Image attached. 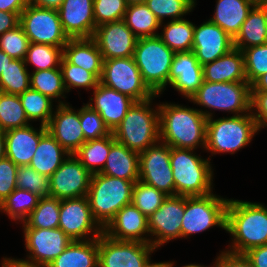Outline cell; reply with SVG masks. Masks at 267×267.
<instances>
[{"mask_svg": "<svg viewBox=\"0 0 267 267\" xmlns=\"http://www.w3.org/2000/svg\"><path fill=\"white\" fill-rule=\"evenodd\" d=\"M251 92H267V73L260 76L251 85Z\"/></svg>", "mask_w": 267, "mask_h": 267, "instance_id": "cell-59", "label": "cell"}, {"mask_svg": "<svg viewBox=\"0 0 267 267\" xmlns=\"http://www.w3.org/2000/svg\"><path fill=\"white\" fill-rule=\"evenodd\" d=\"M229 198L214 192L205 196L185 197V211L181 224V239L220 227L226 230V209Z\"/></svg>", "mask_w": 267, "mask_h": 267, "instance_id": "cell-9", "label": "cell"}, {"mask_svg": "<svg viewBox=\"0 0 267 267\" xmlns=\"http://www.w3.org/2000/svg\"><path fill=\"white\" fill-rule=\"evenodd\" d=\"M175 52L158 37L138 38L133 59L142 79L155 94L161 95L168 86V77Z\"/></svg>", "mask_w": 267, "mask_h": 267, "instance_id": "cell-8", "label": "cell"}, {"mask_svg": "<svg viewBox=\"0 0 267 267\" xmlns=\"http://www.w3.org/2000/svg\"><path fill=\"white\" fill-rule=\"evenodd\" d=\"M115 142L116 140L113 133L100 139L88 140L74 153V155L92 175L101 173L111 146Z\"/></svg>", "mask_w": 267, "mask_h": 267, "instance_id": "cell-34", "label": "cell"}, {"mask_svg": "<svg viewBox=\"0 0 267 267\" xmlns=\"http://www.w3.org/2000/svg\"><path fill=\"white\" fill-rule=\"evenodd\" d=\"M100 83L131 97L136 102L155 96L144 83L133 57L103 60Z\"/></svg>", "mask_w": 267, "mask_h": 267, "instance_id": "cell-10", "label": "cell"}, {"mask_svg": "<svg viewBox=\"0 0 267 267\" xmlns=\"http://www.w3.org/2000/svg\"><path fill=\"white\" fill-rule=\"evenodd\" d=\"M18 167L7 157L0 160V203L17 188Z\"/></svg>", "mask_w": 267, "mask_h": 267, "instance_id": "cell-51", "label": "cell"}, {"mask_svg": "<svg viewBox=\"0 0 267 267\" xmlns=\"http://www.w3.org/2000/svg\"><path fill=\"white\" fill-rule=\"evenodd\" d=\"M251 113L259 131L267 128V92H251Z\"/></svg>", "mask_w": 267, "mask_h": 267, "instance_id": "cell-52", "label": "cell"}, {"mask_svg": "<svg viewBox=\"0 0 267 267\" xmlns=\"http://www.w3.org/2000/svg\"><path fill=\"white\" fill-rule=\"evenodd\" d=\"M230 234L226 251L244 254L267 244V206L230 198L226 209V230Z\"/></svg>", "mask_w": 267, "mask_h": 267, "instance_id": "cell-2", "label": "cell"}, {"mask_svg": "<svg viewBox=\"0 0 267 267\" xmlns=\"http://www.w3.org/2000/svg\"><path fill=\"white\" fill-rule=\"evenodd\" d=\"M60 69L67 93L76 88H83L86 91L93 90L100 82L92 72L69 63L64 57H62Z\"/></svg>", "mask_w": 267, "mask_h": 267, "instance_id": "cell-44", "label": "cell"}, {"mask_svg": "<svg viewBox=\"0 0 267 267\" xmlns=\"http://www.w3.org/2000/svg\"><path fill=\"white\" fill-rule=\"evenodd\" d=\"M259 132L252 113L223 116L207 119L205 153L234 155L252 143L253 137Z\"/></svg>", "mask_w": 267, "mask_h": 267, "instance_id": "cell-5", "label": "cell"}, {"mask_svg": "<svg viewBox=\"0 0 267 267\" xmlns=\"http://www.w3.org/2000/svg\"><path fill=\"white\" fill-rule=\"evenodd\" d=\"M40 198L30 191L16 188L0 203V213H5L11 221L21 224L38 205Z\"/></svg>", "mask_w": 267, "mask_h": 267, "instance_id": "cell-37", "label": "cell"}, {"mask_svg": "<svg viewBox=\"0 0 267 267\" xmlns=\"http://www.w3.org/2000/svg\"><path fill=\"white\" fill-rule=\"evenodd\" d=\"M207 118L197 109L159 102V139L170 147L205 151Z\"/></svg>", "mask_w": 267, "mask_h": 267, "instance_id": "cell-1", "label": "cell"}, {"mask_svg": "<svg viewBox=\"0 0 267 267\" xmlns=\"http://www.w3.org/2000/svg\"><path fill=\"white\" fill-rule=\"evenodd\" d=\"M92 174L70 154L49 177L50 197L59 200L87 196Z\"/></svg>", "mask_w": 267, "mask_h": 267, "instance_id": "cell-17", "label": "cell"}, {"mask_svg": "<svg viewBox=\"0 0 267 267\" xmlns=\"http://www.w3.org/2000/svg\"><path fill=\"white\" fill-rule=\"evenodd\" d=\"M12 60H13L12 57H10L8 54H6L4 51L0 49V75L2 71H4L5 68L7 67L8 63Z\"/></svg>", "mask_w": 267, "mask_h": 267, "instance_id": "cell-60", "label": "cell"}, {"mask_svg": "<svg viewBox=\"0 0 267 267\" xmlns=\"http://www.w3.org/2000/svg\"><path fill=\"white\" fill-rule=\"evenodd\" d=\"M47 267H98V238L72 241Z\"/></svg>", "mask_w": 267, "mask_h": 267, "instance_id": "cell-32", "label": "cell"}, {"mask_svg": "<svg viewBox=\"0 0 267 267\" xmlns=\"http://www.w3.org/2000/svg\"><path fill=\"white\" fill-rule=\"evenodd\" d=\"M185 211V196H167L161 206L149 217L150 244L161 249L166 243L181 238V224Z\"/></svg>", "mask_w": 267, "mask_h": 267, "instance_id": "cell-15", "label": "cell"}, {"mask_svg": "<svg viewBox=\"0 0 267 267\" xmlns=\"http://www.w3.org/2000/svg\"><path fill=\"white\" fill-rule=\"evenodd\" d=\"M204 81L247 82L244 56L240 49L233 48L227 54L202 66Z\"/></svg>", "mask_w": 267, "mask_h": 267, "instance_id": "cell-26", "label": "cell"}, {"mask_svg": "<svg viewBox=\"0 0 267 267\" xmlns=\"http://www.w3.org/2000/svg\"><path fill=\"white\" fill-rule=\"evenodd\" d=\"M69 155L47 131L41 137L29 166L38 173L50 177Z\"/></svg>", "mask_w": 267, "mask_h": 267, "instance_id": "cell-31", "label": "cell"}, {"mask_svg": "<svg viewBox=\"0 0 267 267\" xmlns=\"http://www.w3.org/2000/svg\"><path fill=\"white\" fill-rule=\"evenodd\" d=\"M170 164L175 195L193 197L213 192L215 168L209 158H203L193 149L171 147Z\"/></svg>", "mask_w": 267, "mask_h": 267, "instance_id": "cell-4", "label": "cell"}, {"mask_svg": "<svg viewBox=\"0 0 267 267\" xmlns=\"http://www.w3.org/2000/svg\"><path fill=\"white\" fill-rule=\"evenodd\" d=\"M213 261L212 267H254L244 254L222 250Z\"/></svg>", "mask_w": 267, "mask_h": 267, "instance_id": "cell-53", "label": "cell"}, {"mask_svg": "<svg viewBox=\"0 0 267 267\" xmlns=\"http://www.w3.org/2000/svg\"><path fill=\"white\" fill-rule=\"evenodd\" d=\"M17 188L47 197L50 193L49 177L35 171L32 167L19 166L16 176Z\"/></svg>", "mask_w": 267, "mask_h": 267, "instance_id": "cell-47", "label": "cell"}, {"mask_svg": "<svg viewBox=\"0 0 267 267\" xmlns=\"http://www.w3.org/2000/svg\"><path fill=\"white\" fill-rule=\"evenodd\" d=\"M258 0H217L210 21L218 25L233 39Z\"/></svg>", "mask_w": 267, "mask_h": 267, "instance_id": "cell-27", "label": "cell"}, {"mask_svg": "<svg viewBox=\"0 0 267 267\" xmlns=\"http://www.w3.org/2000/svg\"><path fill=\"white\" fill-rule=\"evenodd\" d=\"M92 39L103 60L133 57L138 40L123 19L96 27Z\"/></svg>", "mask_w": 267, "mask_h": 267, "instance_id": "cell-18", "label": "cell"}, {"mask_svg": "<svg viewBox=\"0 0 267 267\" xmlns=\"http://www.w3.org/2000/svg\"><path fill=\"white\" fill-rule=\"evenodd\" d=\"M92 92L93 96L86 104L100 114L105 125L113 132L136 101L100 82Z\"/></svg>", "mask_w": 267, "mask_h": 267, "instance_id": "cell-22", "label": "cell"}, {"mask_svg": "<svg viewBox=\"0 0 267 267\" xmlns=\"http://www.w3.org/2000/svg\"><path fill=\"white\" fill-rule=\"evenodd\" d=\"M27 126L5 131L6 157L17 166H28L37 150L41 137L48 131L46 126Z\"/></svg>", "mask_w": 267, "mask_h": 267, "instance_id": "cell-25", "label": "cell"}, {"mask_svg": "<svg viewBox=\"0 0 267 267\" xmlns=\"http://www.w3.org/2000/svg\"><path fill=\"white\" fill-rule=\"evenodd\" d=\"M30 43L64 47L69 38L64 33L57 9L28 4L20 13V22Z\"/></svg>", "mask_w": 267, "mask_h": 267, "instance_id": "cell-11", "label": "cell"}, {"mask_svg": "<svg viewBox=\"0 0 267 267\" xmlns=\"http://www.w3.org/2000/svg\"><path fill=\"white\" fill-rule=\"evenodd\" d=\"M25 250L23 260L47 267L73 241L62 229L22 228Z\"/></svg>", "mask_w": 267, "mask_h": 267, "instance_id": "cell-16", "label": "cell"}, {"mask_svg": "<svg viewBox=\"0 0 267 267\" xmlns=\"http://www.w3.org/2000/svg\"><path fill=\"white\" fill-rule=\"evenodd\" d=\"M203 81L202 65L197 61L194 52H175L168 85L188 100Z\"/></svg>", "mask_w": 267, "mask_h": 267, "instance_id": "cell-24", "label": "cell"}, {"mask_svg": "<svg viewBox=\"0 0 267 267\" xmlns=\"http://www.w3.org/2000/svg\"><path fill=\"white\" fill-rule=\"evenodd\" d=\"M94 0H64L57 9L64 33L69 39L92 38L96 29Z\"/></svg>", "mask_w": 267, "mask_h": 267, "instance_id": "cell-23", "label": "cell"}, {"mask_svg": "<svg viewBox=\"0 0 267 267\" xmlns=\"http://www.w3.org/2000/svg\"><path fill=\"white\" fill-rule=\"evenodd\" d=\"M79 118L86 141L100 139L112 133L100 114L85 103L79 108Z\"/></svg>", "mask_w": 267, "mask_h": 267, "instance_id": "cell-48", "label": "cell"}, {"mask_svg": "<svg viewBox=\"0 0 267 267\" xmlns=\"http://www.w3.org/2000/svg\"><path fill=\"white\" fill-rule=\"evenodd\" d=\"M166 197L163 192L138 180L133 187L132 204L149 217L161 206Z\"/></svg>", "mask_w": 267, "mask_h": 267, "instance_id": "cell-45", "label": "cell"}, {"mask_svg": "<svg viewBox=\"0 0 267 267\" xmlns=\"http://www.w3.org/2000/svg\"><path fill=\"white\" fill-rule=\"evenodd\" d=\"M145 4L162 23L165 18L169 21L184 19L190 15L197 5L196 0H147Z\"/></svg>", "mask_w": 267, "mask_h": 267, "instance_id": "cell-43", "label": "cell"}, {"mask_svg": "<svg viewBox=\"0 0 267 267\" xmlns=\"http://www.w3.org/2000/svg\"><path fill=\"white\" fill-rule=\"evenodd\" d=\"M247 82L252 85L267 73V43L242 50Z\"/></svg>", "mask_w": 267, "mask_h": 267, "instance_id": "cell-46", "label": "cell"}, {"mask_svg": "<svg viewBox=\"0 0 267 267\" xmlns=\"http://www.w3.org/2000/svg\"><path fill=\"white\" fill-rule=\"evenodd\" d=\"M175 261H168V267H175ZM212 264H210V266H206V265H202V264H197V263H190V264H185L181 267H211Z\"/></svg>", "mask_w": 267, "mask_h": 267, "instance_id": "cell-62", "label": "cell"}, {"mask_svg": "<svg viewBox=\"0 0 267 267\" xmlns=\"http://www.w3.org/2000/svg\"><path fill=\"white\" fill-rule=\"evenodd\" d=\"M244 255L254 267H267V244L252 248Z\"/></svg>", "mask_w": 267, "mask_h": 267, "instance_id": "cell-54", "label": "cell"}, {"mask_svg": "<svg viewBox=\"0 0 267 267\" xmlns=\"http://www.w3.org/2000/svg\"><path fill=\"white\" fill-rule=\"evenodd\" d=\"M30 88L49 97L56 104L69 103L60 67L30 72ZM64 99V100H63Z\"/></svg>", "mask_w": 267, "mask_h": 267, "instance_id": "cell-36", "label": "cell"}, {"mask_svg": "<svg viewBox=\"0 0 267 267\" xmlns=\"http://www.w3.org/2000/svg\"><path fill=\"white\" fill-rule=\"evenodd\" d=\"M234 48V39L209 19L197 26L193 34L192 51L203 66L227 54Z\"/></svg>", "mask_w": 267, "mask_h": 267, "instance_id": "cell-19", "label": "cell"}, {"mask_svg": "<svg viewBox=\"0 0 267 267\" xmlns=\"http://www.w3.org/2000/svg\"><path fill=\"white\" fill-rule=\"evenodd\" d=\"M60 200L42 197L28 218L21 223L22 228L54 229L59 227Z\"/></svg>", "mask_w": 267, "mask_h": 267, "instance_id": "cell-39", "label": "cell"}, {"mask_svg": "<svg viewBox=\"0 0 267 267\" xmlns=\"http://www.w3.org/2000/svg\"><path fill=\"white\" fill-rule=\"evenodd\" d=\"M267 43V1H259L249 12L240 32L234 38V48L241 51Z\"/></svg>", "mask_w": 267, "mask_h": 267, "instance_id": "cell-29", "label": "cell"}, {"mask_svg": "<svg viewBox=\"0 0 267 267\" xmlns=\"http://www.w3.org/2000/svg\"><path fill=\"white\" fill-rule=\"evenodd\" d=\"M159 97L155 95L146 101L135 102L112 132L118 143L141 153L160 140L159 103H153Z\"/></svg>", "mask_w": 267, "mask_h": 267, "instance_id": "cell-3", "label": "cell"}, {"mask_svg": "<svg viewBox=\"0 0 267 267\" xmlns=\"http://www.w3.org/2000/svg\"><path fill=\"white\" fill-rule=\"evenodd\" d=\"M63 57L69 63L80 66L101 79L103 58L92 38L69 39L63 47Z\"/></svg>", "mask_w": 267, "mask_h": 267, "instance_id": "cell-28", "label": "cell"}, {"mask_svg": "<svg viewBox=\"0 0 267 267\" xmlns=\"http://www.w3.org/2000/svg\"><path fill=\"white\" fill-rule=\"evenodd\" d=\"M25 114L30 122L39 121L47 126L54 112V101L42 93L29 88L19 95Z\"/></svg>", "mask_w": 267, "mask_h": 267, "instance_id": "cell-38", "label": "cell"}, {"mask_svg": "<svg viewBox=\"0 0 267 267\" xmlns=\"http://www.w3.org/2000/svg\"><path fill=\"white\" fill-rule=\"evenodd\" d=\"M29 45L30 40L20 24L0 36V49L13 59L24 60Z\"/></svg>", "mask_w": 267, "mask_h": 267, "instance_id": "cell-49", "label": "cell"}, {"mask_svg": "<svg viewBox=\"0 0 267 267\" xmlns=\"http://www.w3.org/2000/svg\"><path fill=\"white\" fill-rule=\"evenodd\" d=\"M59 228L73 241L96 239L103 233L87 196L60 200Z\"/></svg>", "mask_w": 267, "mask_h": 267, "instance_id": "cell-14", "label": "cell"}, {"mask_svg": "<svg viewBox=\"0 0 267 267\" xmlns=\"http://www.w3.org/2000/svg\"><path fill=\"white\" fill-rule=\"evenodd\" d=\"M6 157L5 132L0 130V160Z\"/></svg>", "mask_w": 267, "mask_h": 267, "instance_id": "cell-61", "label": "cell"}, {"mask_svg": "<svg viewBox=\"0 0 267 267\" xmlns=\"http://www.w3.org/2000/svg\"><path fill=\"white\" fill-rule=\"evenodd\" d=\"M123 20L137 38L158 36L161 22L145 3L127 5Z\"/></svg>", "mask_w": 267, "mask_h": 267, "instance_id": "cell-35", "label": "cell"}, {"mask_svg": "<svg viewBox=\"0 0 267 267\" xmlns=\"http://www.w3.org/2000/svg\"><path fill=\"white\" fill-rule=\"evenodd\" d=\"M62 57L63 47L30 43L24 62L27 68L33 65L35 72L60 67Z\"/></svg>", "mask_w": 267, "mask_h": 267, "instance_id": "cell-42", "label": "cell"}, {"mask_svg": "<svg viewBox=\"0 0 267 267\" xmlns=\"http://www.w3.org/2000/svg\"><path fill=\"white\" fill-rule=\"evenodd\" d=\"M195 23L188 19L165 21L160 24L158 37L174 52H189L193 47Z\"/></svg>", "mask_w": 267, "mask_h": 267, "instance_id": "cell-33", "label": "cell"}, {"mask_svg": "<svg viewBox=\"0 0 267 267\" xmlns=\"http://www.w3.org/2000/svg\"><path fill=\"white\" fill-rule=\"evenodd\" d=\"M146 267H168V261L154 262L151 260Z\"/></svg>", "mask_w": 267, "mask_h": 267, "instance_id": "cell-63", "label": "cell"}, {"mask_svg": "<svg viewBox=\"0 0 267 267\" xmlns=\"http://www.w3.org/2000/svg\"><path fill=\"white\" fill-rule=\"evenodd\" d=\"M103 233L118 241L150 243L147 217L133 204L123 206L103 229Z\"/></svg>", "mask_w": 267, "mask_h": 267, "instance_id": "cell-21", "label": "cell"}, {"mask_svg": "<svg viewBox=\"0 0 267 267\" xmlns=\"http://www.w3.org/2000/svg\"><path fill=\"white\" fill-rule=\"evenodd\" d=\"M127 8L125 0H94L93 14L96 27L124 18Z\"/></svg>", "mask_w": 267, "mask_h": 267, "instance_id": "cell-50", "label": "cell"}, {"mask_svg": "<svg viewBox=\"0 0 267 267\" xmlns=\"http://www.w3.org/2000/svg\"><path fill=\"white\" fill-rule=\"evenodd\" d=\"M127 5L145 3L147 0H125Z\"/></svg>", "mask_w": 267, "mask_h": 267, "instance_id": "cell-64", "label": "cell"}, {"mask_svg": "<svg viewBox=\"0 0 267 267\" xmlns=\"http://www.w3.org/2000/svg\"><path fill=\"white\" fill-rule=\"evenodd\" d=\"M157 250L150 243L98 237V267H146Z\"/></svg>", "mask_w": 267, "mask_h": 267, "instance_id": "cell-12", "label": "cell"}, {"mask_svg": "<svg viewBox=\"0 0 267 267\" xmlns=\"http://www.w3.org/2000/svg\"><path fill=\"white\" fill-rule=\"evenodd\" d=\"M0 267H40L34 263L27 262L22 258H13L4 256Z\"/></svg>", "mask_w": 267, "mask_h": 267, "instance_id": "cell-57", "label": "cell"}, {"mask_svg": "<svg viewBox=\"0 0 267 267\" xmlns=\"http://www.w3.org/2000/svg\"><path fill=\"white\" fill-rule=\"evenodd\" d=\"M134 184L101 173L91 176L87 198L94 219L103 229L123 206L132 204Z\"/></svg>", "mask_w": 267, "mask_h": 267, "instance_id": "cell-7", "label": "cell"}, {"mask_svg": "<svg viewBox=\"0 0 267 267\" xmlns=\"http://www.w3.org/2000/svg\"><path fill=\"white\" fill-rule=\"evenodd\" d=\"M101 174L136 182L139 180V153L117 141L111 146Z\"/></svg>", "mask_w": 267, "mask_h": 267, "instance_id": "cell-30", "label": "cell"}, {"mask_svg": "<svg viewBox=\"0 0 267 267\" xmlns=\"http://www.w3.org/2000/svg\"><path fill=\"white\" fill-rule=\"evenodd\" d=\"M30 88V71L24 60L13 59L0 75V92L20 95Z\"/></svg>", "mask_w": 267, "mask_h": 267, "instance_id": "cell-40", "label": "cell"}, {"mask_svg": "<svg viewBox=\"0 0 267 267\" xmlns=\"http://www.w3.org/2000/svg\"><path fill=\"white\" fill-rule=\"evenodd\" d=\"M55 108L47 130L69 154H74L86 142L79 109L73 108L70 103L56 105Z\"/></svg>", "mask_w": 267, "mask_h": 267, "instance_id": "cell-20", "label": "cell"}, {"mask_svg": "<svg viewBox=\"0 0 267 267\" xmlns=\"http://www.w3.org/2000/svg\"><path fill=\"white\" fill-rule=\"evenodd\" d=\"M29 124L19 95L0 92V130L5 132Z\"/></svg>", "mask_w": 267, "mask_h": 267, "instance_id": "cell-41", "label": "cell"}, {"mask_svg": "<svg viewBox=\"0 0 267 267\" xmlns=\"http://www.w3.org/2000/svg\"><path fill=\"white\" fill-rule=\"evenodd\" d=\"M28 1L30 4L49 9H58L64 2V0H28Z\"/></svg>", "mask_w": 267, "mask_h": 267, "instance_id": "cell-58", "label": "cell"}, {"mask_svg": "<svg viewBox=\"0 0 267 267\" xmlns=\"http://www.w3.org/2000/svg\"><path fill=\"white\" fill-rule=\"evenodd\" d=\"M170 154L171 147L160 140L139 153V180L167 196L175 195Z\"/></svg>", "mask_w": 267, "mask_h": 267, "instance_id": "cell-13", "label": "cell"}, {"mask_svg": "<svg viewBox=\"0 0 267 267\" xmlns=\"http://www.w3.org/2000/svg\"><path fill=\"white\" fill-rule=\"evenodd\" d=\"M28 4V0H0V11L22 12Z\"/></svg>", "mask_w": 267, "mask_h": 267, "instance_id": "cell-56", "label": "cell"}, {"mask_svg": "<svg viewBox=\"0 0 267 267\" xmlns=\"http://www.w3.org/2000/svg\"><path fill=\"white\" fill-rule=\"evenodd\" d=\"M188 101L201 108L203 107V109H197L207 119L215 117L214 111L217 110L232 115L250 113L251 85L248 82L213 83L203 81Z\"/></svg>", "mask_w": 267, "mask_h": 267, "instance_id": "cell-6", "label": "cell"}, {"mask_svg": "<svg viewBox=\"0 0 267 267\" xmlns=\"http://www.w3.org/2000/svg\"><path fill=\"white\" fill-rule=\"evenodd\" d=\"M20 13L0 11V36L19 25Z\"/></svg>", "mask_w": 267, "mask_h": 267, "instance_id": "cell-55", "label": "cell"}]
</instances>
